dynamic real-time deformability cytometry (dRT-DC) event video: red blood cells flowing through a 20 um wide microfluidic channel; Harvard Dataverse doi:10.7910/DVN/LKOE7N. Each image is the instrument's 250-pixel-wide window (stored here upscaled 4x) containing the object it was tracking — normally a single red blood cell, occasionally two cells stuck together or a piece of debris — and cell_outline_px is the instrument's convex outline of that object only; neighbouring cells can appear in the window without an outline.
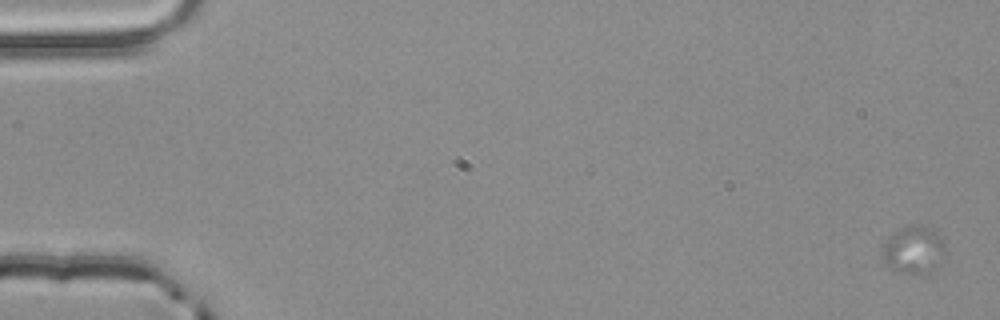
{"species": "common noctule bat (a hibernating species)", "species_latin": "Nyctalus noctula", "temperature_condition": "room temperature", "stored_images_in_passage": 4, "camera_frame_rate_fps": 3000, "um_per_image_px": 0.085, "animal": {"sex": "male", "body_mass_g": 20.4}, "frame": {"image": 1, "passage_image": 1, "time_ms": 0.0, "image_size_px": [1000, 320], "cell_outline_px": [[944, 252], [936, 264], [920, 272], [896, 272], [884, 264], [880, 256], [880, 252], [888, 236], [892, 232], [908, 224], [924, 224], [940, 232], [944, 244]], "centroid_in_image_um": [77.57, 21.13], "position_along_channel_um": 7.4, "area_um2": 17.46}}